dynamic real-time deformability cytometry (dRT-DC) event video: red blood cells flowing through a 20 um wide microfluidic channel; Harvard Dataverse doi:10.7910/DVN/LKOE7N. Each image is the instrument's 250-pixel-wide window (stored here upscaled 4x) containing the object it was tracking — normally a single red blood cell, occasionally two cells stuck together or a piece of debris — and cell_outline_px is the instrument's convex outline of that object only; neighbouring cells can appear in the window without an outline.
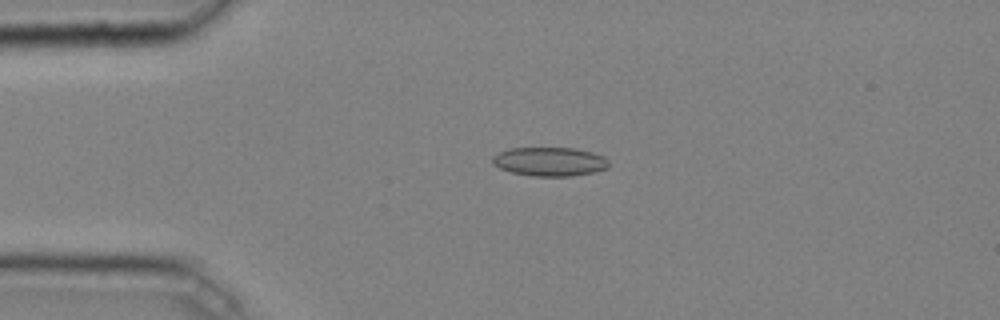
{"species": "common noctule bat (a hibernating species)", "species_latin": "Nyctalus noctula", "temperature_condition": "cold", "stored_images_in_passage": 38, "camera_frame_rate_fps": 3000, "um_per_image_px": 0.085, "animal": {"sex": "male", "body_mass_g": 20.4}, "frame": {"image": 1, "passage_image": 2, "time_ms": 0.333, "image_size_px": [1000, 320], "cell_outline_px": [[608, 168], [592, 172], [572, 176], [532, 176], [512, 172], [500, 168], [492, 164], [492, 156], [496, 152], [508, 148], [576, 148], [592, 152], [604, 156], [608, 160]], "centroid_in_image_um": [46.69, 13.72], "position_along_channel_um": 38.3, "area_um2": 19.71}}
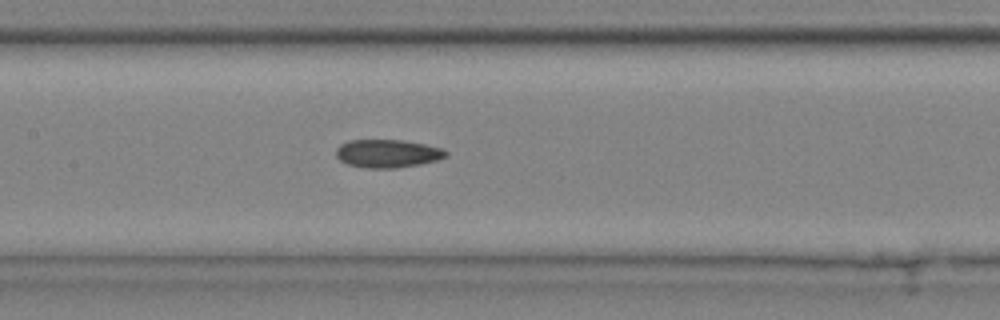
{"frame": {"image": 2, "passage_image": 14, "time_ms": 4.333, "image_size_px": [1000, 320], "cell_outline_px": [[448, 156], [436, 160], [420, 164], [396, 168], [364, 168], [348, 164], [340, 160], [336, 156], [336, 148], [340, 144], [348, 140], [400, 140], [424, 144], [444, 148], [448, 152]], "centroid_in_image_um": [32.94, 13.05], "position_along_channel_um": 174.5, "area_um2": 18.09}}
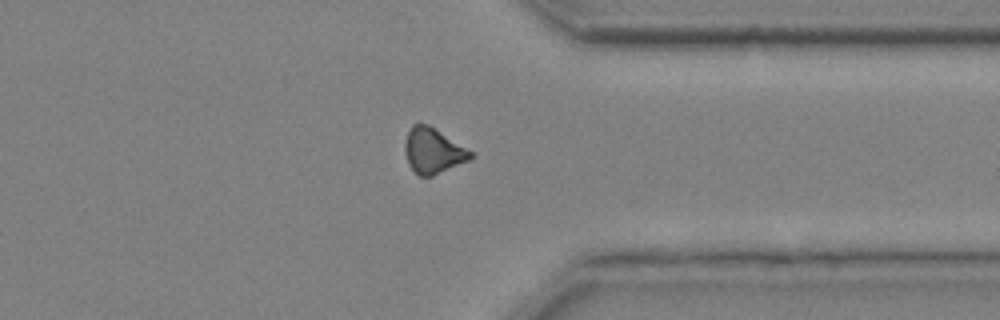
{"frame": {"image": 3, "passage_image": 29, "time_ms": 9.333, "image_size_px": [1000, 320], "cell_outline_px": [[476, 156], [468, 160], [432, 176], [420, 176], [408, 164], [404, 152], [404, 144], [408, 132], [412, 124], [428, 124], [472, 152]], "centroid_in_image_um": [36.78, 12.82], "position_along_channel_um": 374.6, "area_um2": 17.05}, "authors_computed_cell_mechanics": {"area_um2": 18.0336, "velocity_mm_per_s": 4.0796, "shape_relaxation_time_tau1_ms": null, "shape_relaxation_time_tau2_ms": 5.6746, "deformation_change_tau1": null, "deformation_change_tau2": 0.1132}}